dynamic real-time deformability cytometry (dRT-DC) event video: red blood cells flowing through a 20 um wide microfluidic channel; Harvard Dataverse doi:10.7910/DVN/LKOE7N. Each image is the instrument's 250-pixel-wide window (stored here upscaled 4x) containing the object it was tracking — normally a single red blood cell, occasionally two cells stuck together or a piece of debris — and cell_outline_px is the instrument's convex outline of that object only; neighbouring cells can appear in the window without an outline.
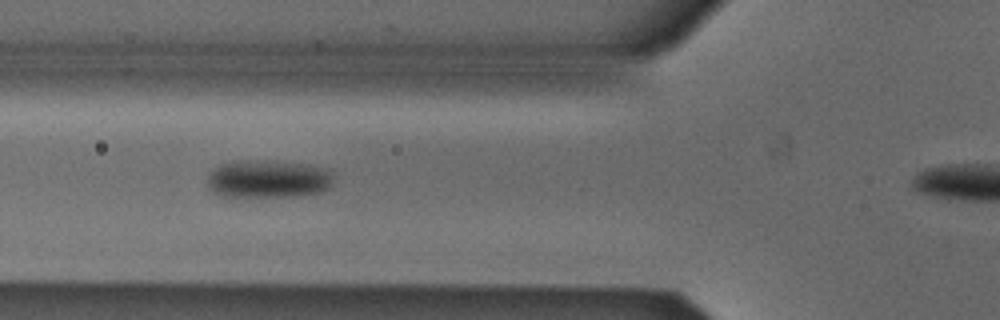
{"species": "Egyptian fruit bat (a non-hibernating species)", "species_latin": "Rousettus aegyptiacus", "temperature_condition": "cold", "stored_images_in_passage": 45, "camera_frame_rate_fps": 3000, "um_per_image_px": 0.085, "animal": {"sex": "male"}, "frame": {"image": 1, "passage_image": 18, "time_ms": 5.667, "image_size_px": [1000, 320], "cell_outline_px": [[332, 176], [328, 188], [320, 192], [300, 196], [224, 196], [212, 192], [208, 188], [208, 176], [216, 168], [224, 164], [248, 160], [304, 164], [324, 168]], "centroid_in_image_um": [22.77, 15.24], "position_along_channel_um": 103.0, "area_um2": 27.11}}
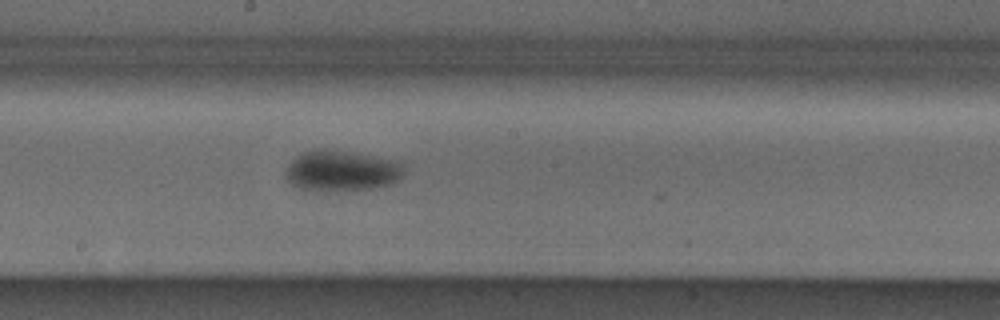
{"frame": {"image": 2, "passage_image": 27, "time_ms": 8.667, "image_size_px": [1000, 320], "cell_outline_px": [[404, 172], [400, 180], [376, 188], [300, 188], [292, 184], [288, 180], [288, 164], [292, 160], [304, 152], [316, 148], [324, 148], [352, 152], [404, 160]], "centroid_in_image_um": [29.16, 14.44], "position_along_channel_um": 219.0, "area_um2": 27.51}}
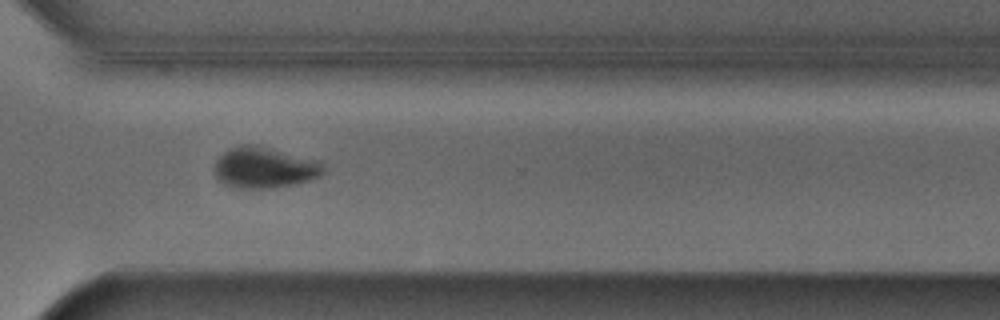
{"frame": {"image": 3, "passage_image": 37, "time_ms": 12.0, "image_size_px": [1000, 320], "cell_outline_px": [[324, 172], [320, 176], [296, 184], [272, 188], [240, 188], [224, 184], [216, 180], [216, 160], [228, 148], [240, 144], [256, 144], [320, 160], [324, 168]], "centroid_in_image_um": [22.49, 14.23], "position_along_channel_um": 348.1, "area_um2": 26.3}, "authors_computed_cell_mechanics": {"area_um2": 26.877, "velocity_mm_per_s": 3.8743, "shape_relaxation_time_tau1_ms": 6.796, "shape_relaxation_time_tau2_ms": null, "deformation_change_tau1": 0.133, "deformation_change_tau2": null}}